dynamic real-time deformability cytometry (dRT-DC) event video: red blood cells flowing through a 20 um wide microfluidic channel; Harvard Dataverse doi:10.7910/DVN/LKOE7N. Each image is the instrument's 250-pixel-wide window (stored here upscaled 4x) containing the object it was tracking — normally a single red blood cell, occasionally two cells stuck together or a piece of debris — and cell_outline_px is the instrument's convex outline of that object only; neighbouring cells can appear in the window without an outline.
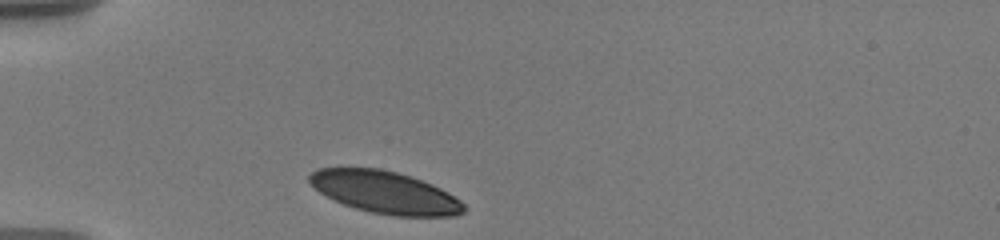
{"species": "human", "species_latin": "Homo sapiens", "temperature_condition": "warm", "stored_images_in_passage": 15, "camera_frame_rate_fps": 3000, "um_per_image_px": 0.085, "donor": {"sex": "male"}, "frame": {"image": 1, "passage_image": 1, "time_ms": 0.0, "image_size_px": [1000, 240], "cell_outline_px": [[464, 212], [456, 216], [392, 216], [372, 212], [356, 208], [344, 204], [320, 192], [308, 180], [308, 176], [312, 172], [320, 168], [380, 168], [412, 176], [432, 184], [448, 192], [460, 200], [464, 204]], "centroid_in_image_um": [32.76, 16.34], "position_along_channel_um": 52.2, "area_um2": 37.74}}
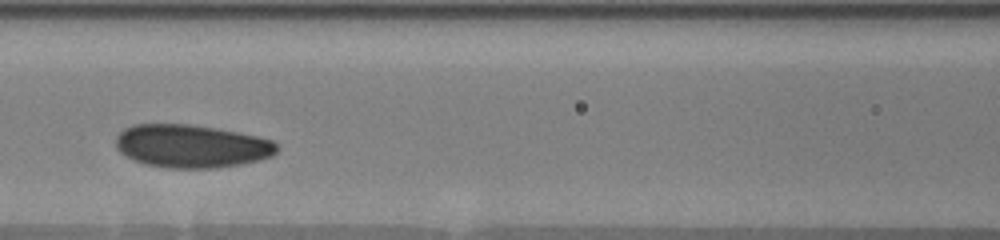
{"frame": {"image": 2, "passage_image": 7, "time_ms": 3.333, "image_size_px": [1000, 240], "cell_outline_px": [[280, 148], [272, 156], [260, 160], [240, 164], [216, 168], [168, 168], [144, 164], [132, 160], [120, 152], [116, 148], [116, 136], [124, 128], [132, 124], [188, 124], [216, 128], [256, 136], [272, 140]], "centroid_in_image_um": [16.25, 12.42], "position_along_channel_um": 150.3, "area_um2": 40.63}}
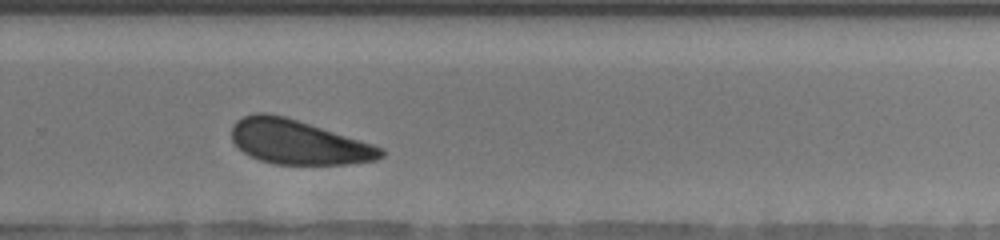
{"frame": {"image": 3, "passage_image": 14, "time_ms": 7.667, "image_size_px": [1000, 240], "cell_outline_px": [[384, 156], [376, 160], [348, 164], [272, 164], [248, 156], [232, 140], [232, 124], [236, 120], [244, 116], [256, 112], [264, 112], [284, 116], [372, 144], [384, 148]], "centroid_in_image_um": [25.32, 12.08], "position_along_channel_um": 304.5, "area_um2": 38.32}}